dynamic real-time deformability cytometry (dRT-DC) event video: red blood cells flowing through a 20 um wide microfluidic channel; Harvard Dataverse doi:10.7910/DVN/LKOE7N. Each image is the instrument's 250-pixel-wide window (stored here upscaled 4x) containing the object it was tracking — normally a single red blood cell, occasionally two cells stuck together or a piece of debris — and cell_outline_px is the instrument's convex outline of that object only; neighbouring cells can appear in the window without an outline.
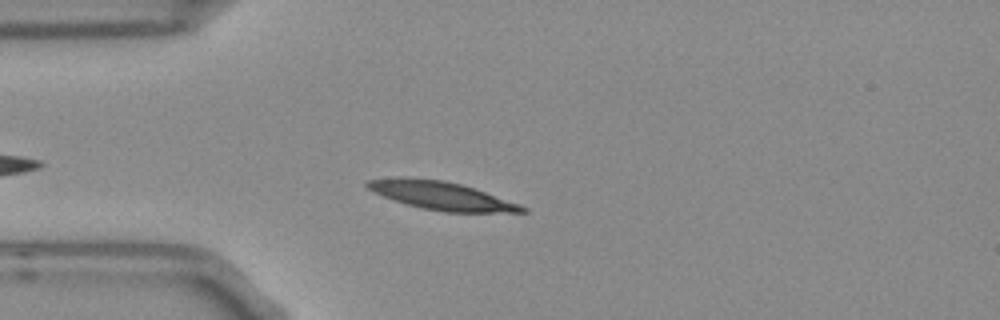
{"species": "Egyptian fruit bat (a non-hibernating species)", "species_latin": "Rousettus aegyptiacus", "temperature_condition": "room temperature", "stored_images_in_passage": 1, "camera_frame_rate_fps": 3000, "um_per_image_px": 0.085, "frame": {"image": 1, "passage_image": 1, "time_ms": 0.0, "image_size_px": [1000, 320], "cell_outline_px": [[528, 212], [444, 212], [424, 208], [408, 204], [384, 196], [368, 188], [364, 184], [364, 180], [400, 176], [444, 180], [460, 184], [520, 204], [528, 208]], "centroid_in_image_um": [37.49, 16.61], "position_along_channel_um": 47.5, "area_um2": 25.14}}